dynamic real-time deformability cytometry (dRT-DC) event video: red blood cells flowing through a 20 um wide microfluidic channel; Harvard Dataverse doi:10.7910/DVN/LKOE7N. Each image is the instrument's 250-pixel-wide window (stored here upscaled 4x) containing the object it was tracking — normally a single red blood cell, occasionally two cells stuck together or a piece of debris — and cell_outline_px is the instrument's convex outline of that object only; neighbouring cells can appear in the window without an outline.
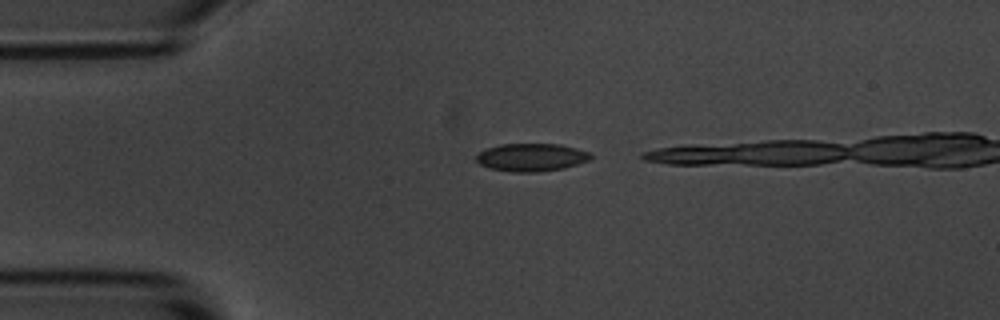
{"species": "common noctule bat (a hibernating species)", "species_latin": "Nyctalus noctula", "temperature_condition": "room temperature", "stored_images_in_passage": 3, "camera_frame_rate_fps": 3000, "um_per_image_px": 0.085, "animal": {"sex": "male", "body_mass_g": 20.1, "forearm_length_mm": 53.5}, "frame": {"image": 1, "passage_image": 1, "time_ms": 0.0, "image_size_px": [1000, 320], "cell_outline_px": [[592, 156], [588, 160], [564, 168], [540, 172], [512, 172], [488, 168], [480, 164], [476, 160], [476, 156], [480, 152], [488, 148], [500, 144], [560, 144], [592, 152]], "centroid_in_image_um": [45.17, 13.37], "position_along_channel_um": 39.8, "area_um2": 18.61}}